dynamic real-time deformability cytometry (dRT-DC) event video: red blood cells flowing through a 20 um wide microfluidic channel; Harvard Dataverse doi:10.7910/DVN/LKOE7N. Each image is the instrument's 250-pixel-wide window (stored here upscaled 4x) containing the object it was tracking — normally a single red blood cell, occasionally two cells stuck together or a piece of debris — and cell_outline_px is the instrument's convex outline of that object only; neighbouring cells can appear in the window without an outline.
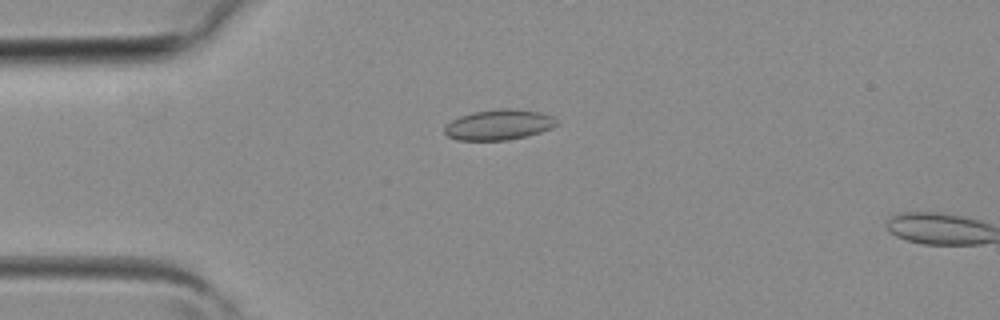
{"species": "common noctule bat (a hibernating species)", "species_latin": "Nyctalus noctula", "temperature_condition": "room temperature", "stored_images_in_passage": 2, "camera_frame_rate_fps": 3000, "um_per_image_px": 0.085, "animal": {"sex": "female", "body_mass_g": 19.3, "forearm_length_mm": 54.1}, "frame": {"image": 1, "passage_image": 2, "time_ms": 0.333, "image_size_px": [1000, 320], "cell_outline_px": [[556, 124], [552, 128], [528, 136], [508, 140], [456, 140], [448, 136], [444, 132], [444, 128], [452, 120], [460, 116], [476, 112], [504, 108], [508, 108], [540, 112], [552, 116], [556, 120]], "centroid_in_image_um": [42.4, 10.61], "position_along_channel_um": 42.6, "area_um2": 19.65}}